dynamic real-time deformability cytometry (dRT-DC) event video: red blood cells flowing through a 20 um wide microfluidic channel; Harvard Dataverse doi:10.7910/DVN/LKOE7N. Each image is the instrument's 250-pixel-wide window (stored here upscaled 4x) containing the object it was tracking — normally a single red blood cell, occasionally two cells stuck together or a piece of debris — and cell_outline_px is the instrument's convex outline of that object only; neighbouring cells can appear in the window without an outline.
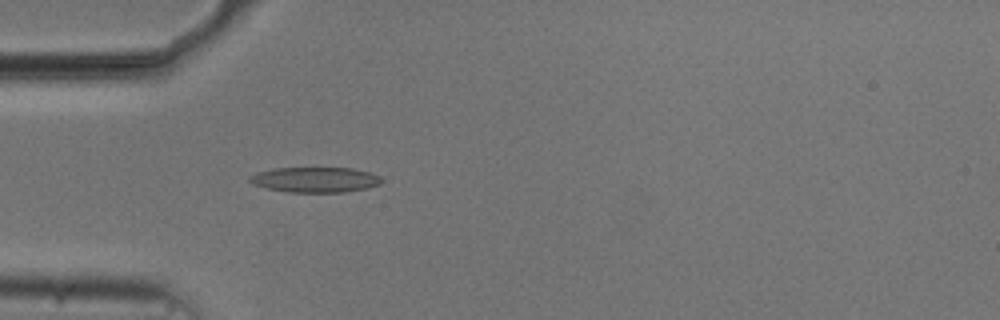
{"species": "common noctule bat (a hibernating species)", "species_latin": "Nyctalus noctula", "temperature_condition": "cold", "stored_images_in_passage": 39, "camera_frame_rate_fps": 3000, "um_per_image_px": 0.085, "animal": {"sex": "male", "body_mass_g": 20.5, "forearm_length_mm": 52.5}, "frame": {"image": 1, "passage_image": 1, "time_ms": 0.0, "image_size_px": [1000, 320], "cell_outline_px": [[380, 184], [368, 188], [344, 192], [288, 192], [268, 188], [252, 184], [248, 180], [248, 176], [256, 172], [276, 168], [352, 168], [368, 172], [380, 176]], "centroid_in_image_um": [26.75, 15.27], "position_along_channel_um": 58.2, "area_um2": 19.36}}
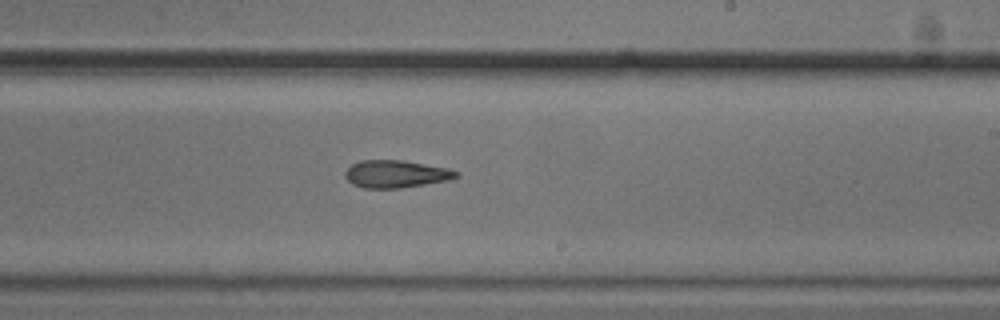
{"frame": {"image": 2, "passage_image": 17, "time_ms": 5.333, "image_size_px": [1000, 320], "cell_outline_px": [[460, 176], [448, 180], [400, 188], [364, 188], [352, 184], [344, 176], [344, 172], [352, 164], [360, 160], [400, 160], [448, 168], [460, 172]], "centroid_in_image_um": [33.64, 14.79], "position_along_channel_um": 255.4, "area_um2": 17.74}}
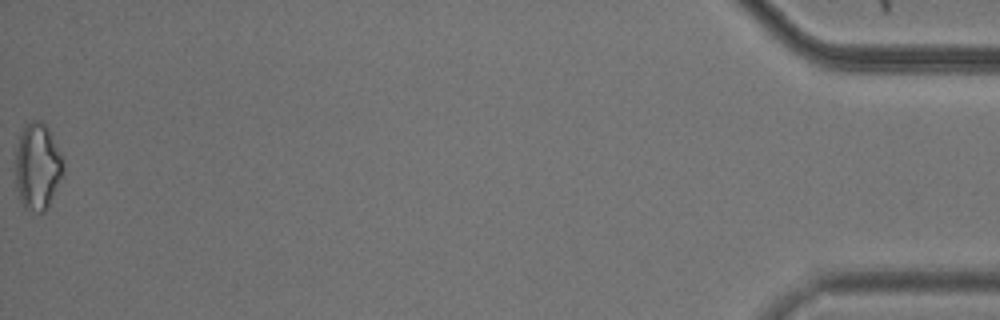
{"frame": {"image": 3, "passage_image": 39, "time_ms": 12.667, "image_size_px": [1000, 320], "cell_outline_px": [[64, 176], [48, 208], [40, 216], [24, 208], [20, 200], [16, 188], [16, 148], [24, 124], [32, 120], [40, 120], [48, 128], [64, 160]], "centroid_in_image_um": [3.21, 14.22], "position_along_channel_um": 432.0, "area_um2": 24.8}}